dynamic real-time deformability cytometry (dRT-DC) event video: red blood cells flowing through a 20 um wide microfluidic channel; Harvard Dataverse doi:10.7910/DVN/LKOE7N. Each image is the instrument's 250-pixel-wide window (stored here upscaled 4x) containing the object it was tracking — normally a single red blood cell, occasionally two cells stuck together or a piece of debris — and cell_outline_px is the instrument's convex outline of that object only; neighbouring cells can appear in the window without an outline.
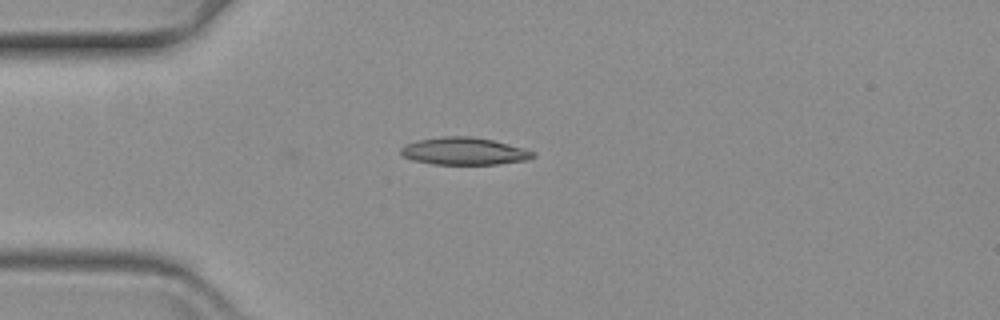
{"species": "common noctule bat (a hibernating species)", "species_latin": "Nyctalus noctula", "temperature_condition": "warm", "stored_images_in_passage": 45, "camera_frame_rate_fps": 3000, "um_per_image_px": 0.085, "animal": {"sex": "female", "body_mass_g": 19.3, "forearm_length_mm": 54.1}, "frame": {"image": 1, "passage_image": 1, "time_ms": 0.0, "image_size_px": [1000, 320], "cell_outline_px": [[536, 156], [524, 160], [496, 164], [432, 164], [412, 160], [404, 156], [400, 152], [400, 148], [404, 144], [416, 140], [440, 136], [472, 136], [492, 140], [524, 148], [536, 152]], "centroid_in_image_um": [39.41, 12.84], "position_along_channel_um": 45.6, "area_um2": 21.15}}
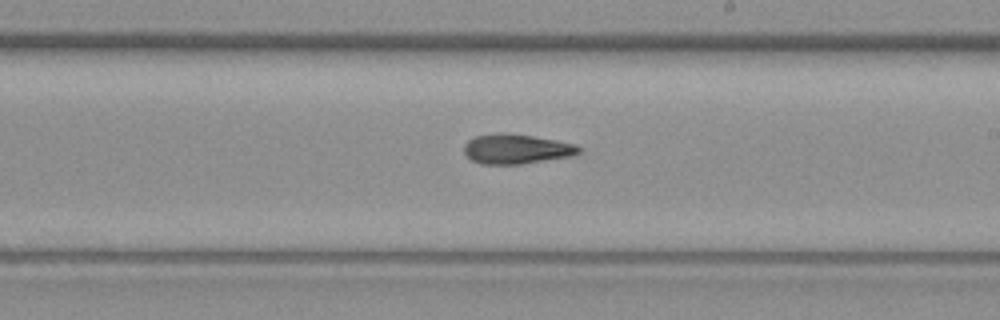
{"frame": {"image": 2, "passage_image": 20, "time_ms": 6.333, "image_size_px": [1000, 320], "cell_outline_px": [[580, 152], [576, 156], [520, 164], [480, 164], [472, 160], [464, 152], [464, 144], [468, 140], [476, 136], [496, 132], [532, 136], [556, 140], [576, 144], [580, 148]], "centroid_in_image_um": [43.91, 12.67], "position_along_channel_um": 245.1, "area_um2": 20.0}}
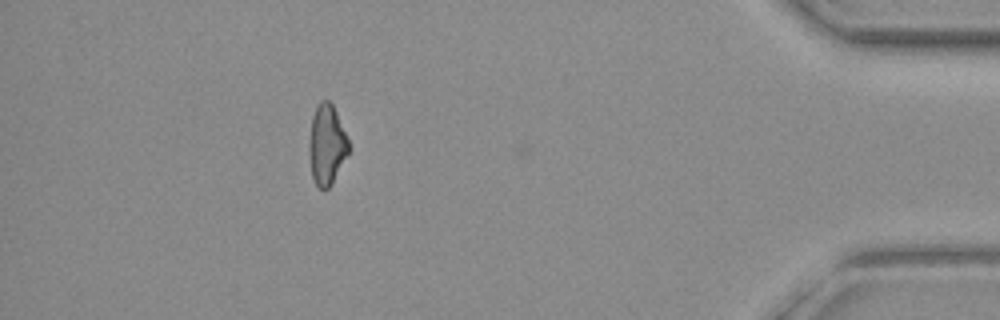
{"frame": {"image": 3, "passage_image": 39, "time_ms": 12.667, "image_size_px": [1000, 320], "cell_outline_px": [[348, 152], [332, 184], [328, 188], [320, 188], [316, 184], [312, 176], [308, 148], [312, 116], [316, 104], [320, 100], [328, 100], [332, 104], [336, 112], [348, 140]], "centroid_in_image_um": [27.74, 12.27], "position_along_channel_um": 407.5, "area_um2": 18.21}}